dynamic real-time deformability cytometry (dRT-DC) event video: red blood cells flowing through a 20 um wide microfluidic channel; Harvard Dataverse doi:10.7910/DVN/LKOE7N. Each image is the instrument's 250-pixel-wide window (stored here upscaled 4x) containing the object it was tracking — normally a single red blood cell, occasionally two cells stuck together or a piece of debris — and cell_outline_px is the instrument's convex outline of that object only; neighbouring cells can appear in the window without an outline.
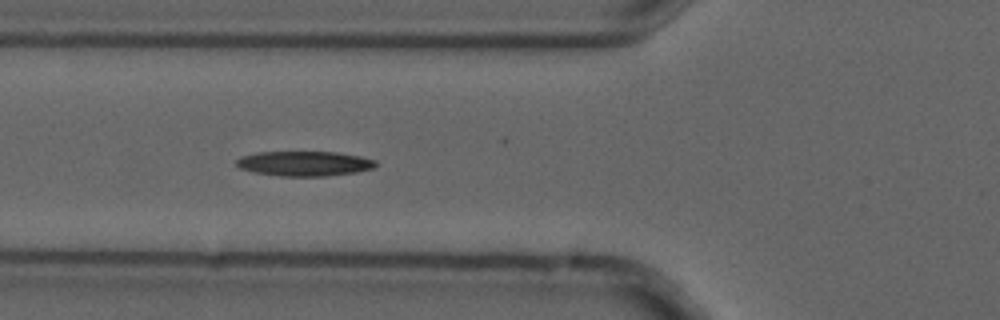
{"species": "common noctule bat (a hibernating species)", "species_latin": "Nyctalus noctula", "temperature_condition": "cold", "stored_images_in_passage": 6, "camera_frame_rate_fps": 3000, "um_per_image_px": 0.085, "animal": {"sex": "male", "forearm_length_mm": 52.5}, "frame": {"image": 1, "passage_image": 6, "time_ms": 1.667, "image_size_px": [1000, 320], "cell_outline_px": [[380, 164], [372, 168], [356, 172], [328, 176], [280, 176], [256, 172], [240, 168], [236, 164], [236, 160], [240, 156], [256, 152], [336, 152], [360, 156], [376, 160]], "centroid_in_image_um": [25.89, 13.9], "position_along_channel_um": 99.9, "area_um2": 20.23}}